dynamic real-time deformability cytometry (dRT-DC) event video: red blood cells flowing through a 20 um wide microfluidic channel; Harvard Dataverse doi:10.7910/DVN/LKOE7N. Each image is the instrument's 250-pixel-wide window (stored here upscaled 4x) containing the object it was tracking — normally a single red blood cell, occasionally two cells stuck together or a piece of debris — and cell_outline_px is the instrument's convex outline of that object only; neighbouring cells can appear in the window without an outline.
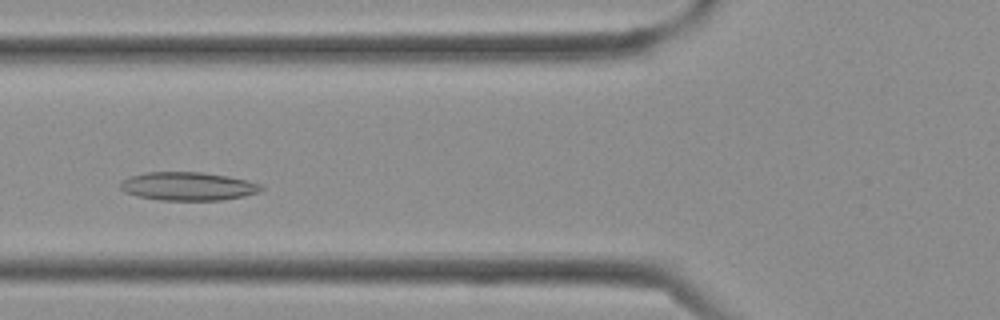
{"species": "Egyptian fruit bat (a non-hibernating species)", "species_latin": "Rousettus aegyptiacus", "temperature_condition": "cold", "stored_images_in_passage": 36, "segment_of_instrument_passage": [1, 2], "camera_frame_rate_fps": 3000, "um_per_image_px": 0.085, "frame": {"image": 1, "passage_image": 11, "time_ms": 3.333, "image_size_px": [1000, 320], "cell_outline_px": [[264, 188], [260, 192], [244, 196], [220, 200], [160, 200], [136, 196], [124, 192], [120, 188], [120, 184], [124, 180], [132, 176], [148, 172], [200, 172], [228, 176], [248, 180], [260, 184]], "centroid_in_image_um": [16.0, 15.84], "position_along_channel_um": 109.8, "area_um2": 23.24}}
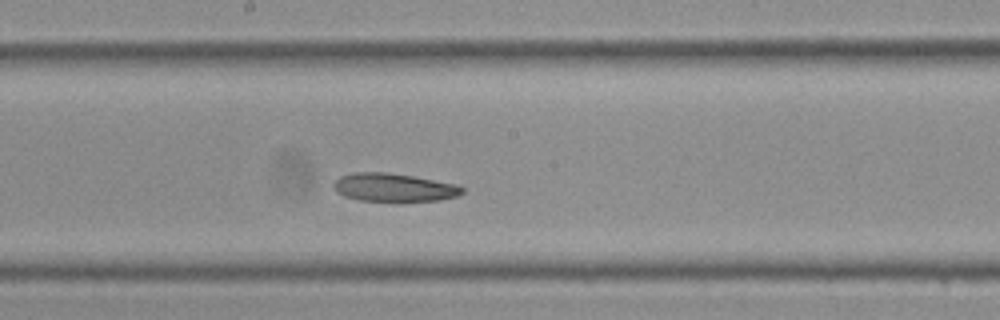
{"frame": {"image": 2, "passage_image": 17, "time_ms": 5.333, "image_size_px": [1000, 320], "cell_outline_px": [[464, 192], [456, 196], [440, 200], [400, 204], [396, 204], [360, 200], [344, 196], [336, 192], [332, 188], [332, 184], [340, 176], [356, 172], [388, 172], [460, 184], [464, 188]], "centroid_in_image_um": [33.5, 15.98], "position_along_channel_um": 214.7, "area_um2": 22.25}}
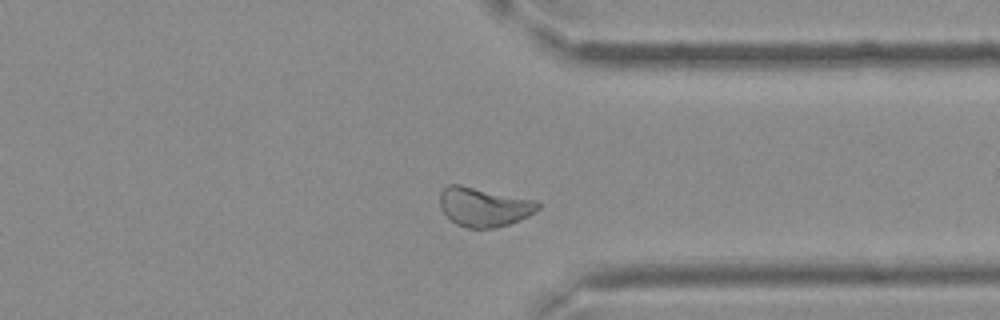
{"frame": {"image": 3, "passage_image": 26, "time_ms": 8.333, "image_size_px": [1000, 320], "cell_outline_px": [[540, 208], [536, 212], [520, 220], [496, 228], [468, 228], [456, 224], [440, 208], [440, 192], [448, 184], [460, 184], [536, 200], [540, 204]], "centroid_in_image_um": [41.15, 17.58], "position_along_channel_um": 370.3, "area_um2": 22.48}}